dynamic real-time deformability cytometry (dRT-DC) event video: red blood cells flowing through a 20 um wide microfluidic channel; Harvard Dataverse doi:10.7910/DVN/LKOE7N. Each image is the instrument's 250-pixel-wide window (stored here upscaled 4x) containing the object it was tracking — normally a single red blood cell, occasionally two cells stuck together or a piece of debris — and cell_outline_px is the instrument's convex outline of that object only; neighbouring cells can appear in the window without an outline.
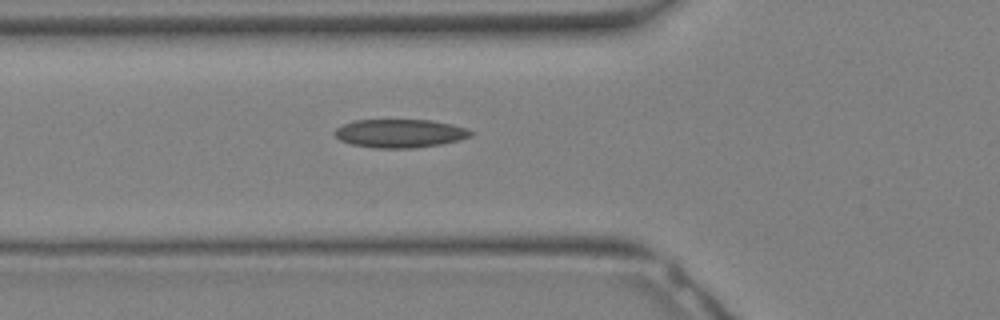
{"species": "Egyptian fruit bat (a non-hibernating species)", "species_latin": "Rousettus aegyptiacus", "temperature_condition": "warm", "stored_images_in_passage": 8, "camera_frame_rate_fps": 3000, "um_per_image_px": 0.085, "animal": {"sex": "female"}, "frame": {"image": 1, "passage_image": 2, "time_ms": 0.333, "image_size_px": [1000, 320], "cell_outline_px": [[476, 132], [472, 136], [460, 140], [440, 144], [416, 148], [372, 148], [352, 144], [340, 140], [332, 132], [336, 128], [344, 124], [356, 120], [432, 120], [452, 124], [468, 128]], "centroid_in_image_um": [34.04, 11.34], "position_along_channel_um": 91.8, "area_um2": 22.77}}
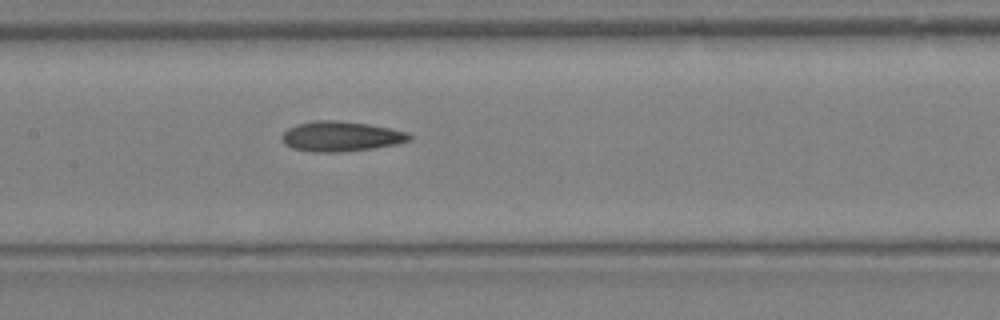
{"frame": {"image": 2, "passage_image": 6, "time_ms": 1.667, "image_size_px": [1000, 320], "cell_outline_px": [[412, 136], [408, 140], [396, 144], [372, 148], [340, 152], [320, 152], [292, 148], [284, 140], [284, 132], [288, 128], [296, 124], [312, 120], [336, 120], [368, 124], [392, 128], [408, 132]], "centroid_in_image_um": [29.01, 11.57], "position_along_channel_um": 178.4, "area_um2": 22.02}}
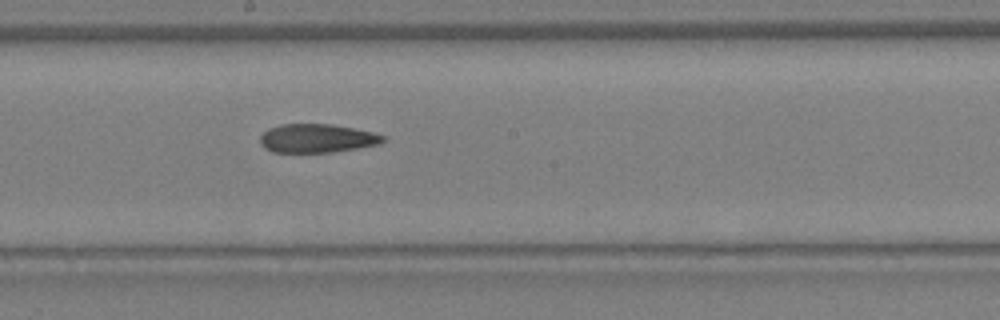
{"frame": {"image": 3, "passage_image": 8, "time_ms": 2.333, "image_size_px": [1000, 320], "cell_outline_px": [[388, 140], [380, 144], [356, 148], [328, 152], [272, 152], [264, 148], [260, 144], [260, 136], [268, 128], [280, 124], [332, 124], [372, 132], [388, 136]], "centroid_in_image_um": [26.95, 11.75], "position_along_channel_um": 221.2, "area_um2": 20.63}}